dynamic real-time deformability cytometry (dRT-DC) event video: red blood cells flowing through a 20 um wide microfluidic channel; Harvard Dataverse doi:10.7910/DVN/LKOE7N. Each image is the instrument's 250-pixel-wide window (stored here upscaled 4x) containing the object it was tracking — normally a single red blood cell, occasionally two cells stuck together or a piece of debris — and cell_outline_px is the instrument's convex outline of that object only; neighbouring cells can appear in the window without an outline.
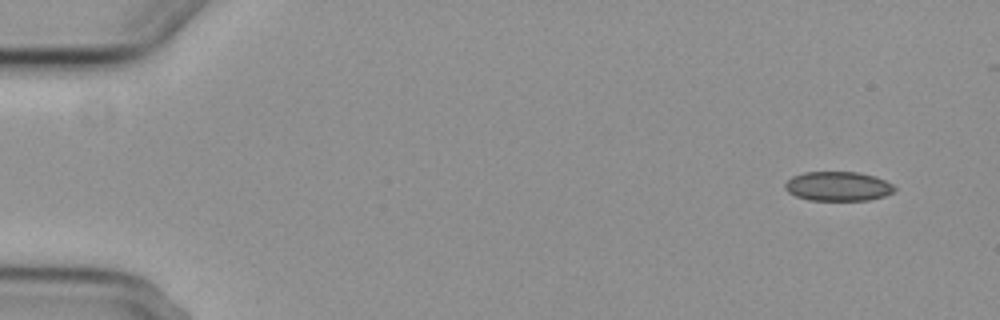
{"species": "common noctule bat (a hibernating species)", "species_latin": "Nyctalus noctula", "temperature_condition": "cold", "stored_images_in_passage": 4, "camera_frame_rate_fps": 3000, "um_per_image_px": 0.085, "animal": {"sex": "female", "body_mass_g": 29.2, "forearm_length_mm": 56.3}, "frame": {"image": 1, "passage_image": 1, "time_ms": 0.0, "image_size_px": [1000, 320], "cell_outline_px": [[896, 188], [892, 192], [884, 196], [868, 200], [808, 200], [796, 196], [788, 192], [784, 188], [784, 184], [792, 176], [804, 172], [856, 172], [872, 176], [884, 180], [892, 184]], "centroid_in_image_um": [71.19, 15.83], "position_along_channel_um": 13.8, "area_um2": 18.61}}
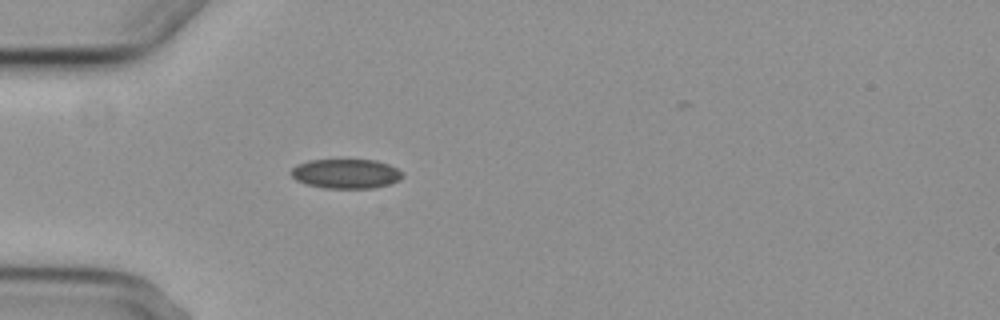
{"frame": {"image": 2, "passage_image": 4, "time_ms": 4.333, "image_size_px": [1000, 320], "cell_outline_px": [[404, 176], [388, 184], [372, 188], [324, 188], [308, 184], [296, 180], [292, 176], [292, 168], [296, 164], [308, 160], [376, 160], [388, 164], [396, 168]], "centroid_in_image_um": [29.37, 14.76], "position_along_channel_um": 55.6, "area_um2": 18.9}}